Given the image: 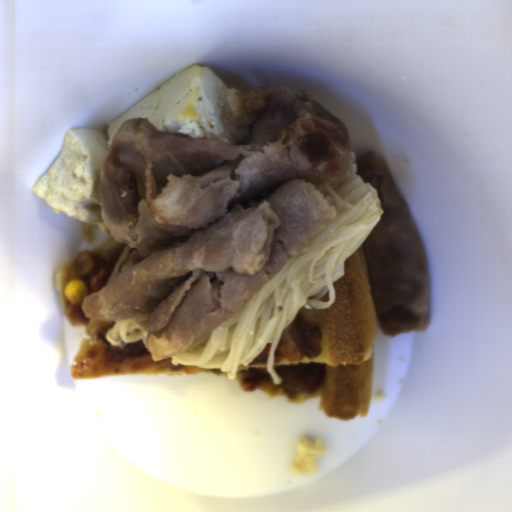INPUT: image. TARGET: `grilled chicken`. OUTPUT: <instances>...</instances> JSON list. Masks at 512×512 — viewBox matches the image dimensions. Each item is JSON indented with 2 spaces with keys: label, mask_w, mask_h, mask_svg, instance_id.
Returning <instances> with one entry per match:
<instances>
[{
  "label": "grilled chicken",
  "mask_w": 512,
  "mask_h": 512,
  "mask_svg": "<svg viewBox=\"0 0 512 512\" xmlns=\"http://www.w3.org/2000/svg\"><path fill=\"white\" fill-rule=\"evenodd\" d=\"M282 390L296 396H310L319 391L325 382V365L273 366Z\"/></svg>",
  "instance_id": "obj_1"
},
{
  "label": "grilled chicken",
  "mask_w": 512,
  "mask_h": 512,
  "mask_svg": "<svg viewBox=\"0 0 512 512\" xmlns=\"http://www.w3.org/2000/svg\"><path fill=\"white\" fill-rule=\"evenodd\" d=\"M77 280L86 285L87 296L104 289L109 277L101 262L87 251L77 254L74 264Z\"/></svg>",
  "instance_id": "obj_2"
}]
</instances>
